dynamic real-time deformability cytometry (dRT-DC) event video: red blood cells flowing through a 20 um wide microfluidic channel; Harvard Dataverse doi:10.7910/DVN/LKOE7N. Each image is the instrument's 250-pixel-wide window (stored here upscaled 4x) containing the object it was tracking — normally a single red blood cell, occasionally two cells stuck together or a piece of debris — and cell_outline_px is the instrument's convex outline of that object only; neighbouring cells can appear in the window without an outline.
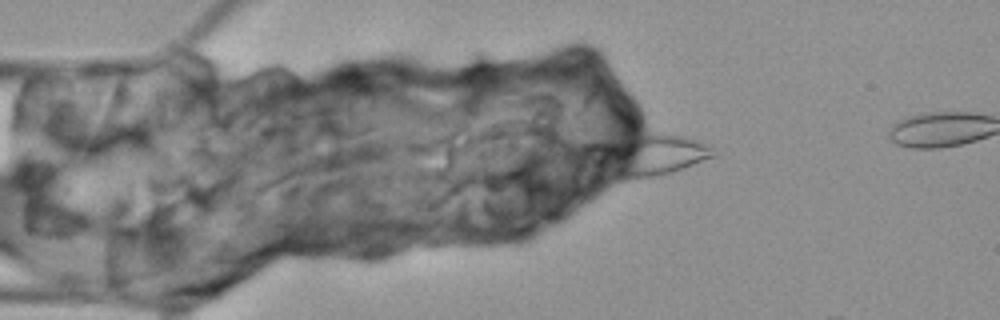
{"species": "Egyptian fruit bat (a non-hibernating species)", "species_latin": "Rousettus aegyptiacus", "temperature_condition": "cold", "stored_images_in_passage": 6, "camera_frame_rate_fps": 3000, "um_per_image_px": 0.085, "animal": {"sex": "female"}, "frame": {"image": 1, "passage_image": 3, "time_ms": 2.333, "image_size_px": [1000, 320], "cell_outline_px": [[716, 156], [684, 168], [648, 180], [612, 180], [600, 168], [620, 148], [640, 136], [648, 132], [664, 132], [688, 136], [712, 144]], "centroid_in_image_um": [55.79, 13.29], "position_along_channel_um": 29.2, "area_um2": 26.41}}